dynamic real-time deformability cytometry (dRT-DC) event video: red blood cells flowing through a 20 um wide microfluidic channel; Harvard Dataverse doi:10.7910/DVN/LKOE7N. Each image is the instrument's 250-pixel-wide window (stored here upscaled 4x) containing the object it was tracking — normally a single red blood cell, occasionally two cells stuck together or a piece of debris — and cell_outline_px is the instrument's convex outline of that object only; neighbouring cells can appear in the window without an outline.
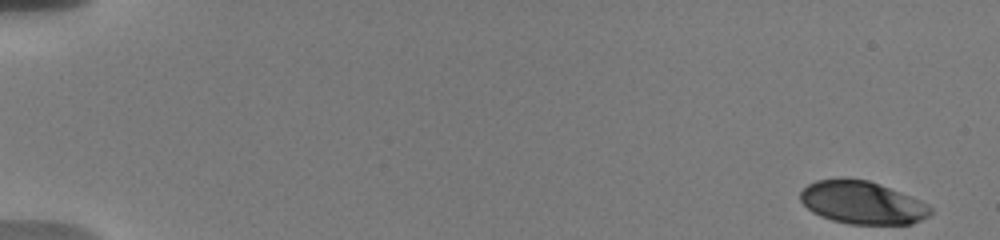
{"species": "human", "species_latin": "Homo sapiens", "temperature_condition": "warm", "stored_images_in_passage": 55, "camera_frame_rate_fps": 3000, "um_per_image_px": 0.085, "donor": {"sex": "male"}, "frame": {"image": 1, "passage_image": 1, "time_ms": 0.0, "image_size_px": [1000, 240], "cell_outline_px": [[932, 212], [928, 216], [912, 224], [848, 224], [832, 220], [820, 216], [812, 212], [800, 200], [800, 192], [808, 184], [816, 180], [868, 180], [880, 184], [920, 200], [928, 204], [932, 208]], "centroid_in_image_um": [73.31, 17.25], "position_along_channel_um": 11.7, "area_um2": 32.08}}
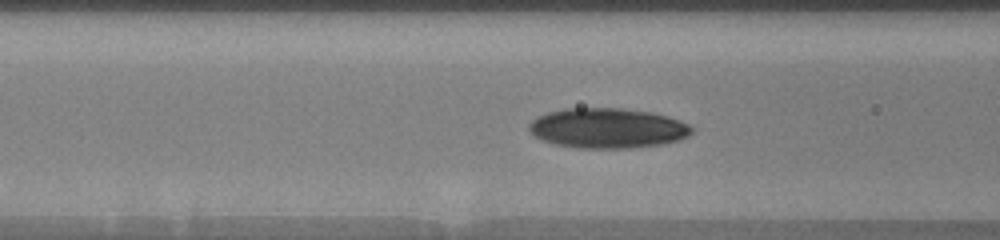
{"frame": {"image": 2, "passage_image": 23, "time_ms": 7.333, "image_size_px": [1000, 240], "cell_outline_px": [[692, 132], [688, 136], [680, 140], [660, 144], [628, 148], [580, 148], [556, 144], [544, 140], [536, 136], [528, 128], [528, 124], [536, 116], [548, 112], [564, 108], [624, 108], [652, 112], [668, 116], [680, 120], [688, 124], [692, 128]], "centroid_in_image_um": [51.65, 10.88], "position_along_channel_um": 114.9, "area_um2": 37.97}}
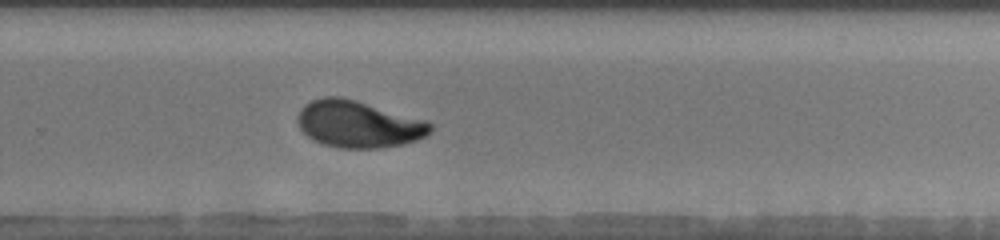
{"frame": {"image": 3, "passage_image": 38, "time_ms": 12.333, "image_size_px": [1000, 240], "cell_outline_px": [[432, 128], [424, 136], [416, 140], [404, 144], [380, 148], [340, 148], [324, 144], [312, 140], [300, 128], [296, 120], [296, 116], [300, 108], [304, 104], [312, 100], [324, 96], [340, 96], [356, 100], [428, 120], [432, 124]], "centroid_in_image_um": [30.44, 10.54], "position_along_channel_um": 299.4, "area_um2": 36.53}, "authors_computed_cell_mechanics": {"area_um2": 35.4314, "velocity_mm_per_s": 3.6938, "shape_relaxation_time_tau1_ms": 6.1587, "shape_relaxation_time_tau2_ms": 1.1942, "deformation_change_tau1": 0.1827, "deformation_change_tau2": 0.0584}}